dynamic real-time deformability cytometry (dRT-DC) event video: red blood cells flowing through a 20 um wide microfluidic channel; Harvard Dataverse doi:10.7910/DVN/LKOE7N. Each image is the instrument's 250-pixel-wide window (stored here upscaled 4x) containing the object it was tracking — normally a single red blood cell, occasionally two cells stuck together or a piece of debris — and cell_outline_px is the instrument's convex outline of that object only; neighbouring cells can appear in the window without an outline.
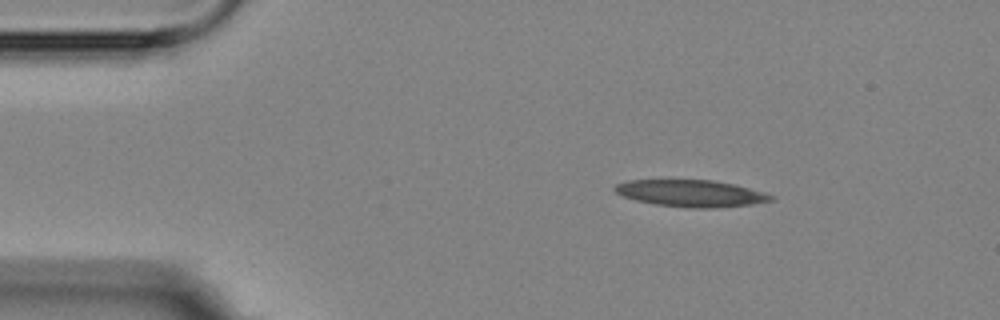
{"species": "Egyptian fruit bat (a non-hibernating species)", "species_latin": "Rousettus aegyptiacus", "temperature_condition": "room temperature", "stored_images_in_passage": 3, "camera_frame_rate_fps": 3000, "um_per_image_px": 0.085, "animal": {"sex": "female"}, "frame": {"image": 1, "passage_image": 1, "time_ms": 0.0, "image_size_px": [1000, 320], "cell_outline_px": [[772, 200], [752, 204], [716, 208], [692, 208], [656, 204], [636, 200], [624, 196], [616, 192], [612, 188], [616, 184], [628, 180], [712, 180], [736, 184], [772, 196]], "centroid_in_image_um": [58.69, 16.43], "position_along_channel_um": 26.3, "area_um2": 24.1}}